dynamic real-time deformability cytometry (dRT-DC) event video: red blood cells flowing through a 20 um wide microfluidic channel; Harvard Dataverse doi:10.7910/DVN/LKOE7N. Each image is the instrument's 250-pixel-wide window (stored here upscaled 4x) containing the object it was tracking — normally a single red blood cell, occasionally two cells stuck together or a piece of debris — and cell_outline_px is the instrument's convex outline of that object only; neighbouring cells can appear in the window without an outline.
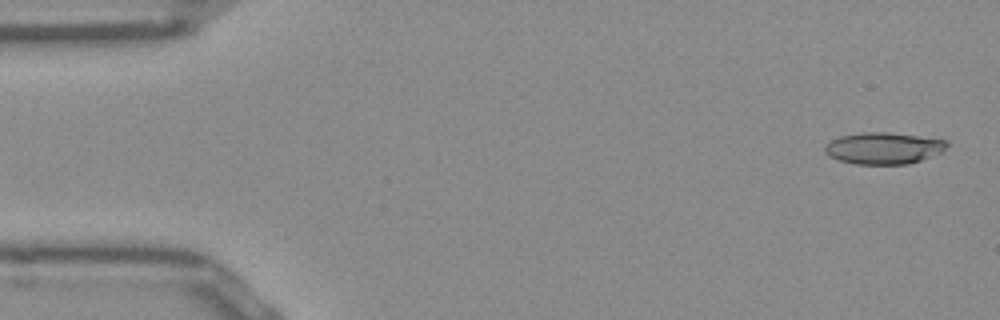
{"species": "Egyptian fruit bat (a non-hibernating species)", "species_latin": "Rousettus aegyptiacus", "temperature_condition": "room temperature", "stored_images_in_passage": 51, "camera_frame_rate_fps": 3000, "um_per_image_px": 0.085, "frame": {"image": 1, "passage_image": 2, "time_ms": 0.333, "image_size_px": [1000, 320], "cell_outline_px": [[948, 144], [944, 152], [908, 164], [856, 164], [840, 160], [828, 156], [824, 152], [824, 144], [840, 136], [860, 132], [888, 132], [944, 140]], "centroid_in_image_um": [75.07, 12.6], "position_along_channel_um": 9.9, "area_um2": 22.48}}
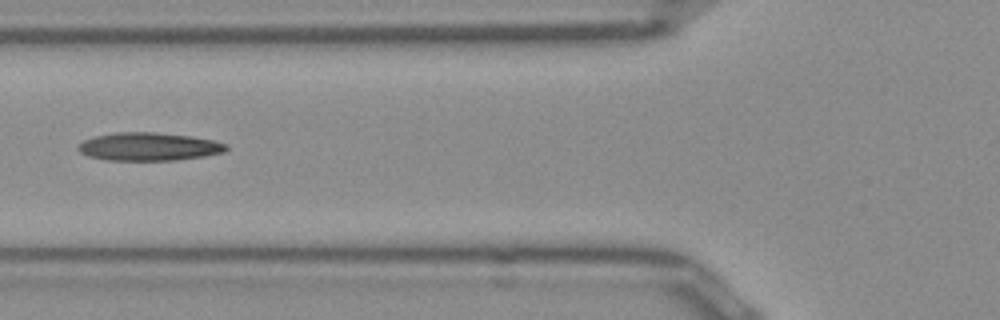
{"frame": {"image": 2, "passage_image": 19, "time_ms": 6.0, "image_size_px": [1000, 320], "cell_outline_px": [[228, 148], [224, 152], [204, 156], [176, 160], [108, 160], [88, 156], [80, 152], [76, 148], [84, 140], [96, 136], [116, 132], [156, 132], [192, 136], [212, 140], [228, 144]], "centroid_in_image_um": [12.66, 12.46], "position_along_channel_um": 113.1, "area_um2": 24.22}}
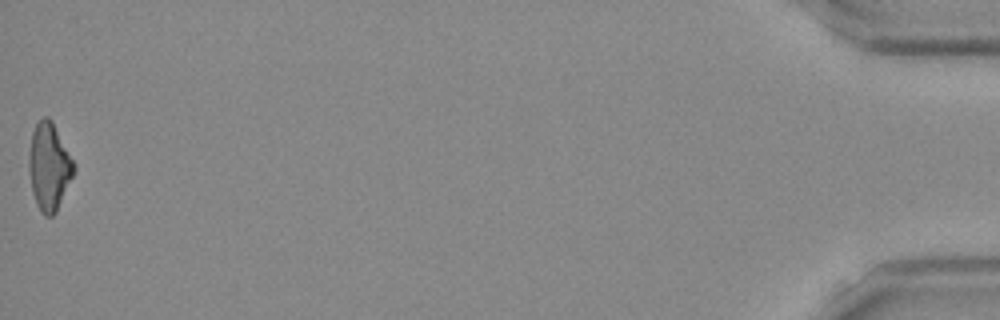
{"frame": {"image": 3, "passage_image": 51, "time_ms": 16.667, "image_size_px": [1000, 320], "cell_outline_px": [[76, 168], [56, 212], [52, 216], [44, 216], [40, 212], [36, 204], [32, 192], [28, 168], [28, 160], [32, 132], [36, 124], [44, 116], [48, 116], [52, 120], [76, 164]], "centroid_in_image_um": [4.17, 14.16], "position_along_channel_um": 431.0, "area_um2": 23.0}, "authors_computed_cell_mechanics": {"area_um2": 23.0622, "velocity_mm_per_s": 3.9515, "shape_relaxation_time_tau1_ms": null, "shape_relaxation_time_tau2_ms": 5.8155, "deformation_change_tau1": null, "deformation_change_tau2": 0.1935}}